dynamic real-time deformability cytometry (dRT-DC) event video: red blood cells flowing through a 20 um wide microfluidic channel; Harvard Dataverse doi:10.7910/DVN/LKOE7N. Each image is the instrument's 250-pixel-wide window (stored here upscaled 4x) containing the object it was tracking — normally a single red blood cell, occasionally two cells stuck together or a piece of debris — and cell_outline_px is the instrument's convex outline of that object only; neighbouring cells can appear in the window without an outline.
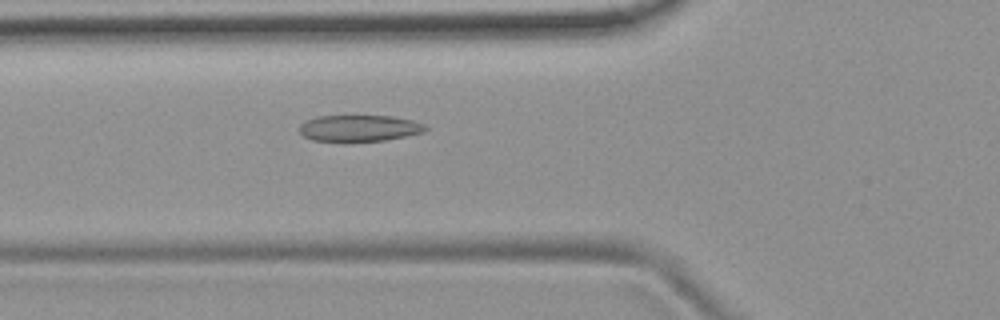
{"species": "common noctule bat (a hibernating species)", "species_latin": "Nyctalus noctula", "temperature_condition": "room temperature", "stored_images_in_passage": 5, "camera_frame_rate_fps": 3000, "um_per_image_px": 0.085, "animal": {"sex": "female", "body_mass_g": 19.9}, "frame": {"image": 1, "passage_image": 5, "time_ms": 4.667, "image_size_px": [1000, 320], "cell_outline_px": [[428, 128], [424, 132], [384, 140], [344, 144], [312, 140], [304, 136], [300, 132], [300, 124], [304, 120], [316, 116], [392, 116], [412, 120], [424, 124]], "centroid_in_image_um": [30.47, 10.93], "position_along_channel_um": 95.3, "area_um2": 20.06}}